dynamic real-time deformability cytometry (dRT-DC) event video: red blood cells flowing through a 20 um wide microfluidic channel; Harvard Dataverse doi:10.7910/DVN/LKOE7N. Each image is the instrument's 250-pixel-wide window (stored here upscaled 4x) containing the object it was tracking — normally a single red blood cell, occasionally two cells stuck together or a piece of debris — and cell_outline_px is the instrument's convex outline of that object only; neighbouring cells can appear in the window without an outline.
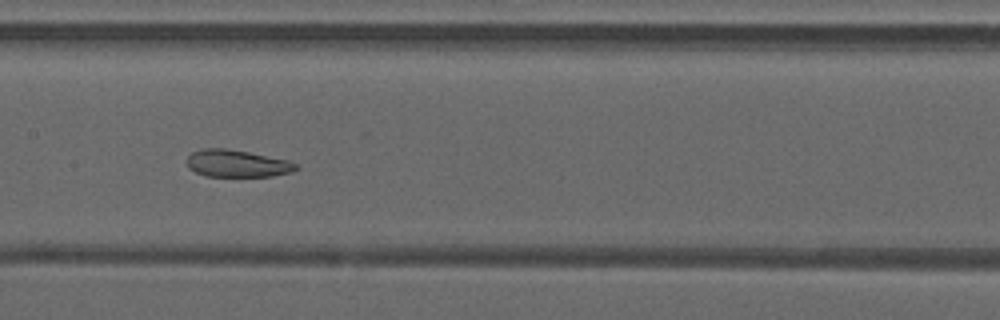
{"species": "common noctule bat (a hibernating species)", "species_latin": "Nyctalus noctula", "temperature_condition": "warm", "stored_images_in_passage": 32, "camera_frame_rate_fps": 3000, "um_per_image_px": 0.085, "animal": {"sex": "male", "forearm_length_mm": 52.5}, "frame": {"image": 1, "passage_image": 11, "time_ms": 3.333, "image_size_px": [1000, 320], "cell_outline_px": [[300, 168], [292, 172], [272, 176], [204, 176], [188, 168], [188, 156], [192, 152], [204, 148], [224, 148], [248, 152], [288, 160], [296, 164]], "centroid_in_image_um": [20.16, 13.9], "position_along_channel_um": 187.2, "area_um2": 17.22}}
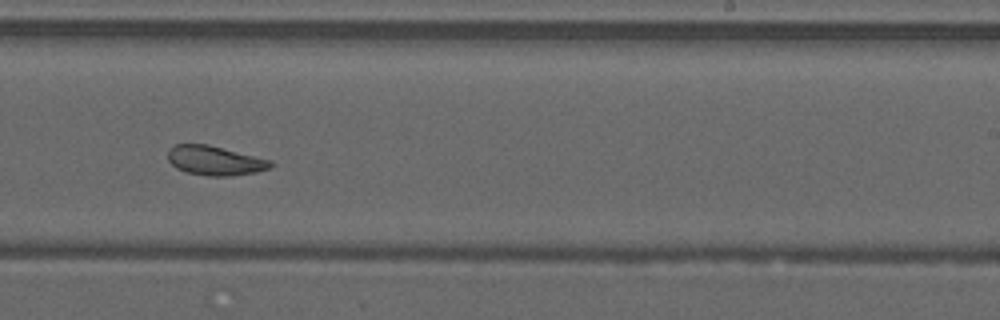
{"frame": {"image": 2, "passage_image": 17, "time_ms": 5.333, "image_size_px": [1000, 320], "cell_outline_px": [[272, 168], [256, 172], [232, 176], [208, 176], [188, 172], [176, 168], [168, 160], [168, 148], [176, 144], [208, 144], [272, 160]], "centroid_in_image_um": [18.28, 13.65], "position_along_channel_um": 270.7, "area_um2": 17.69}}
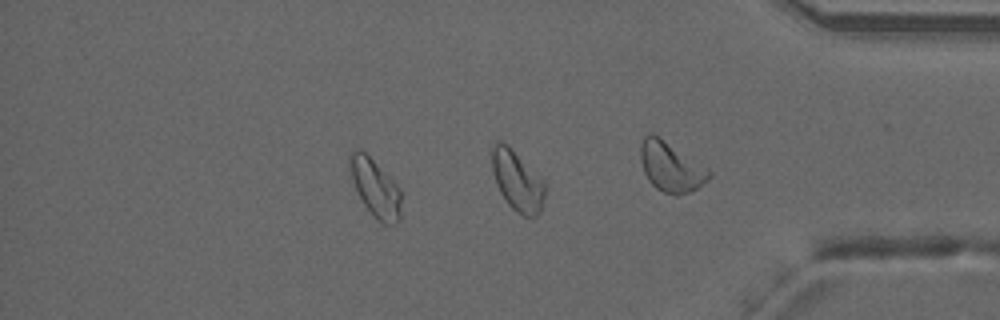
{"frame": {"image": 3, "passage_image": 25, "time_ms": 8.0, "image_size_px": [1000, 320], "cell_outline_px": [[400, 220], [396, 224], [380, 224], [372, 216], [364, 204], [352, 180], [348, 164], [348, 152], [356, 148], [360, 148], [400, 188]], "centroid_in_image_um": [31.87, 15.98], "position_along_channel_um": 403.3, "area_um2": 17.28}, "authors_computed_cell_mechanics": {"area_um2": 18.1492, "velocity_mm_per_s": 4.1999, "shape_relaxation_time_tau1_ms": null, "shape_relaxation_time_tau2_ms": 1.1627, "deformation_change_tau1": null, "deformation_change_tau2": 0.0668}}